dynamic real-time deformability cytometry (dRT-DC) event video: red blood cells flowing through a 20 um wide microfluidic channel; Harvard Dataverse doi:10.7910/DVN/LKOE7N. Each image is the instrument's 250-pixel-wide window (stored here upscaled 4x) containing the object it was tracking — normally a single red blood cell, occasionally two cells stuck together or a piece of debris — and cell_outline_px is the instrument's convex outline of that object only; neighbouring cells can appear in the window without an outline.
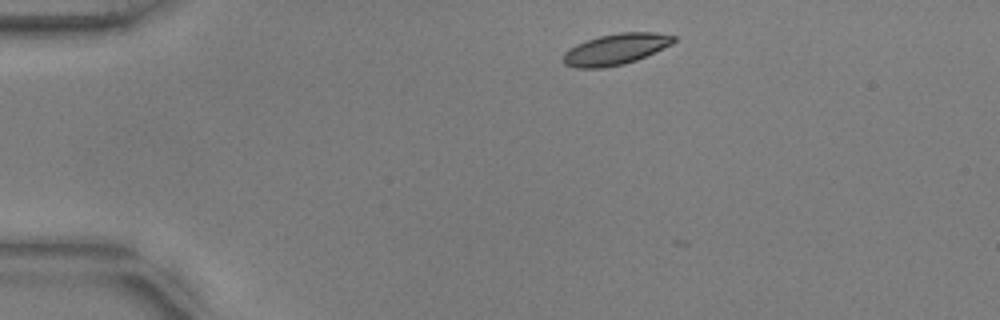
{"species": "common noctule bat (a hibernating species)", "species_latin": "Nyctalus noctula", "temperature_condition": "warm", "stored_images_in_passage": 2, "camera_frame_rate_fps": 3000, "um_per_image_px": 0.085, "animal": {"sex": "male", "body_mass_g": 17.9, "forearm_length_mm": 54.2}, "frame": {"image": 1, "passage_image": 1, "time_ms": 0.0, "image_size_px": [1000, 320], "cell_outline_px": [[676, 40], [672, 44], [664, 48], [636, 60], [624, 64], [604, 68], [576, 68], [564, 64], [560, 60], [564, 52], [568, 48], [576, 44], [600, 36], [620, 32], [656, 32], [676, 36]], "centroid_in_image_um": [52.3, 4.19], "position_along_channel_um": 32.7, "area_um2": 20.17}}